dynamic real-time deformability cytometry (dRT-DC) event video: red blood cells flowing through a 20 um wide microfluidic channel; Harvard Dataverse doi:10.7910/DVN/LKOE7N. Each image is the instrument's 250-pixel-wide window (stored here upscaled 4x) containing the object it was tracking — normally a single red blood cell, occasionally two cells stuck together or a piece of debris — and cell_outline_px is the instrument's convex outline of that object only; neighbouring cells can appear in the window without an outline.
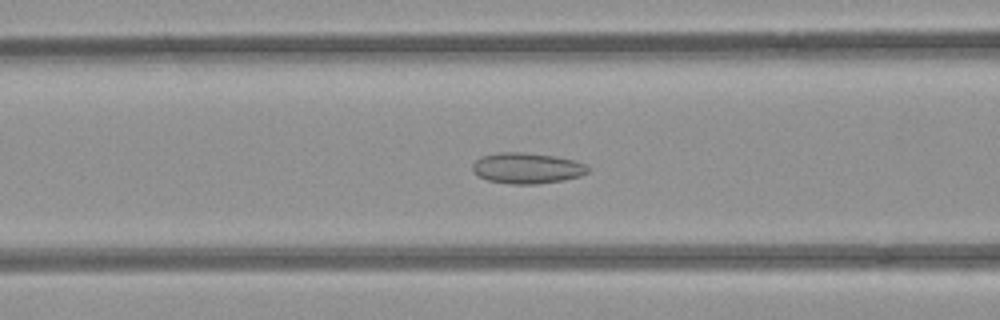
{"species": "common noctule bat (a hibernating species)", "species_latin": "Nyctalus noctula", "temperature_condition": "room temperature", "stored_images_in_passage": 41, "camera_frame_rate_fps": 3000, "um_per_image_px": 0.085, "animal": {"sex": "female", "body_mass_g": 21.9}, "frame": {"image": 1, "passage_image": 9, "time_ms": 2.667, "image_size_px": [1000, 320], "cell_outline_px": [[592, 168], [588, 172], [580, 176], [564, 180], [536, 184], [508, 184], [488, 180], [472, 172], [472, 164], [480, 156], [500, 152], [524, 152], [556, 156], [576, 160], [588, 164]], "centroid_in_image_um": [44.83, 14.28], "position_along_channel_um": 121.8, "area_um2": 21.1}}
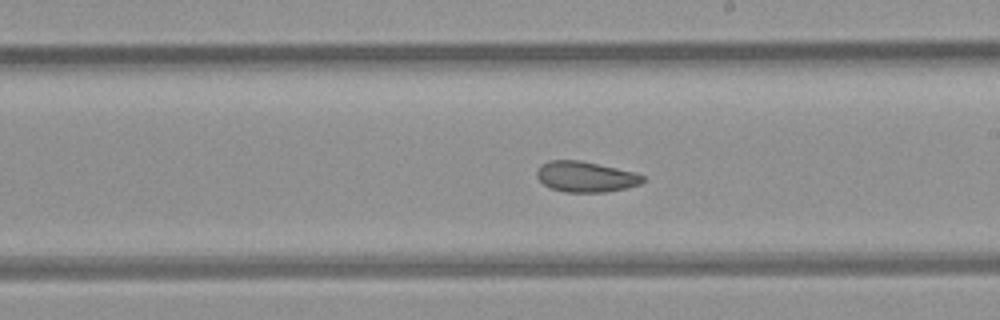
{"frame": {"image": 2, "passage_image": 18, "time_ms": 5.667, "image_size_px": [1000, 320], "cell_outline_px": [[644, 180], [640, 184], [624, 188], [604, 192], [564, 192], [552, 188], [544, 184], [536, 176], [536, 168], [540, 164], [548, 160], [580, 160], [636, 172], [644, 176]], "centroid_in_image_um": [49.75, 15.01], "position_along_channel_um": 239.3, "area_um2": 18.96}}
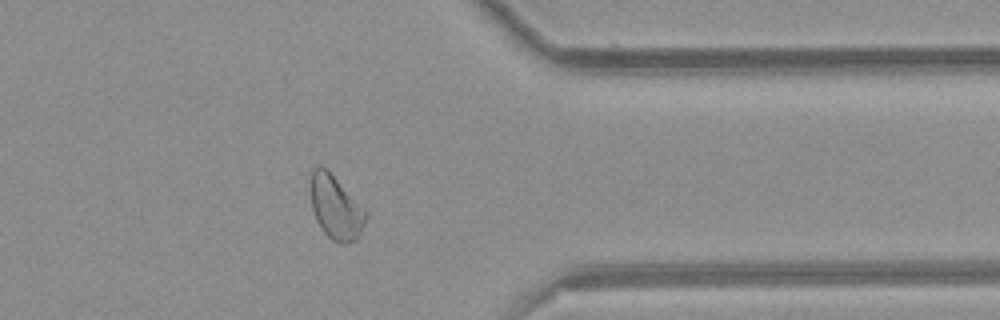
{"frame": {"image": 3, "passage_image": 30, "time_ms": 9.667, "image_size_px": [1000, 320], "cell_outline_px": [[368, 216], [356, 240], [344, 244], [332, 240], [324, 232], [316, 220], [312, 208], [312, 168], [320, 164], [328, 168], [368, 208]], "centroid_in_image_um": [28.6, 17.57], "position_along_channel_um": 382.8, "area_um2": 21.1}, "authors_computed_cell_mechanics": {"area_um2": 20.5768, "velocity_mm_per_s": 3.9134, "shape_relaxation_time_tau1_ms": null, "shape_relaxation_time_tau2_ms": 2.3659, "deformation_change_tau1": null, "deformation_change_tau2": 0.0783}}